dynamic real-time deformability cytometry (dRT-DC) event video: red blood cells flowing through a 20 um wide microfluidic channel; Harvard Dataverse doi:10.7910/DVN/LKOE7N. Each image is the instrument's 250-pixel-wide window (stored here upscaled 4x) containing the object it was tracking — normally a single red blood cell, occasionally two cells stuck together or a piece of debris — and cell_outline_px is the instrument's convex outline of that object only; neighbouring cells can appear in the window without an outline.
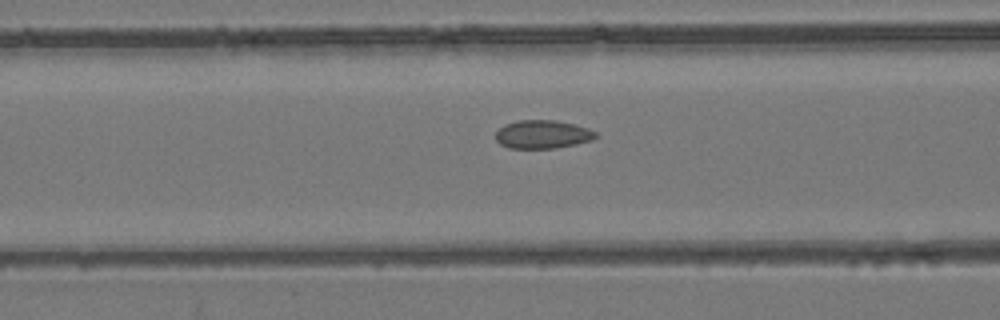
{"species": "common noctule bat (a hibernating species)", "species_latin": "Nyctalus noctula", "temperature_condition": "room temperature", "stored_images_in_passage": 57, "camera_frame_rate_fps": 3000, "um_per_image_px": 0.085, "animal": {"sex": "female", "body_mass_g": 24.6, "forearm_length_mm": 56.2}, "frame": {"image": 1, "passage_image": 23, "time_ms": 7.333, "image_size_px": [1000, 320], "cell_outline_px": [[596, 136], [592, 140], [576, 144], [556, 148], [508, 148], [500, 144], [496, 140], [496, 132], [504, 124], [520, 120], [556, 120], [576, 124], [588, 128], [596, 132]], "centroid_in_image_um": [46.12, 11.41], "position_along_channel_um": 120.5, "area_um2": 16.59}}
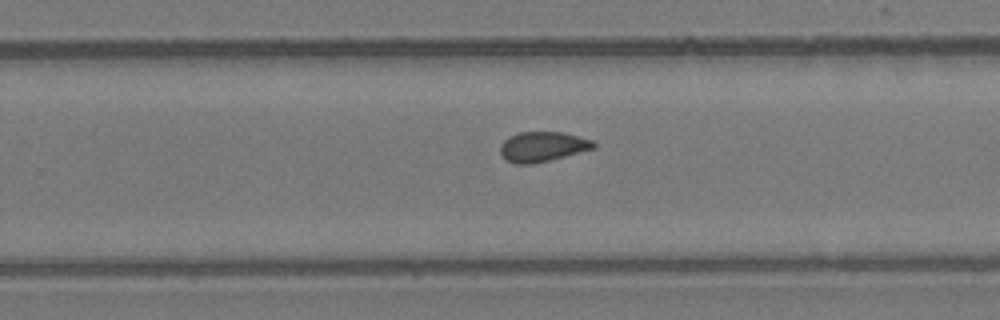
{"frame": {"image": 2, "passage_image": 36, "time_ms": 11.667, "image_size_px": [1000, 320], "cell_outline_px": [[596, 148], [532, 164], [516, 164], [508, 160], [500, 152], [500, 144], [504, 140], [520, 132], [564, 132], [592, 140], [596, 144]], "centroid_in_image_um": [46.14, 12.46], "position_along_channel_um": 283.7, "area_um2": 16.07}}
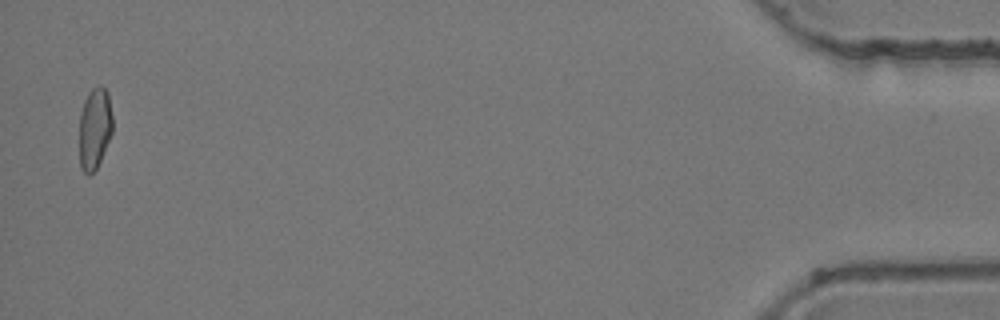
{"frame": {"image": 3, "passage_image": 55, "time_ms": 18.0, "image_size_px": [1000, 320], "cell_outline_px": [[112, 132], [100, 160], [96, 168], [88, 176], [80, 168], [80, 112], [84, 100], [88, 92], [92, 88], [100, 84], [108, 92], [112, 116]], "centroid_in_image_um": [8.04, 10.87], "position_along_channel_um": 427.2, "area_um2": 15.78}, "authors_computed_cell_mechanics": {"area_um2": 16.5886, "velocity_mm_per_s": 3.7731, "shape_relaxation_time_tau1_ms": null, "shape_relaxation_time_tau2_ms": 1.9453, "deformation_change_tau1": null, "deformation_change_tau2": 0.0534}}